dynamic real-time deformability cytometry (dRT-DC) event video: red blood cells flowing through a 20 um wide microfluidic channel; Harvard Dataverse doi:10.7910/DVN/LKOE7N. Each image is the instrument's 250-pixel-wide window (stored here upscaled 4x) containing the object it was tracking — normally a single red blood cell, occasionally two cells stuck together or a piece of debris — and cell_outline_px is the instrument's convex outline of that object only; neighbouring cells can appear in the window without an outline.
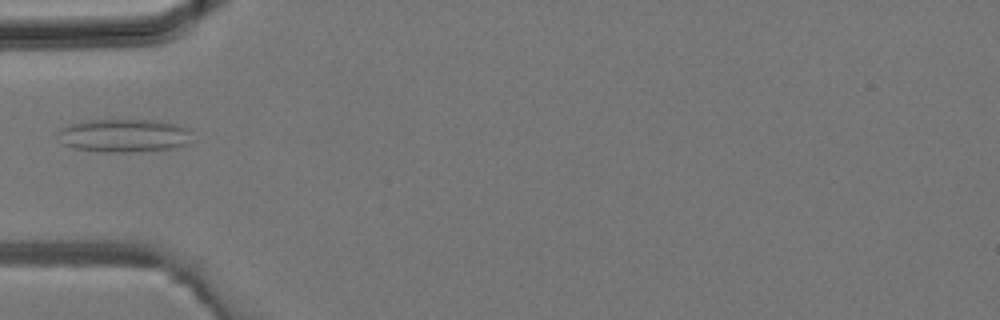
{"species": "common noctule bat (a hibernating species)", "species_latin": "Nyctalus noctula", "temperature_condition": "room temperature", "stored_images_in_passage": 3, "camera_frame_rate_fps": 3000, "um_per_image_px": 0.085, "animal": {"sex": "male", "body_mass_g": 19.2, "forearm_length_mm": 51.8}, "frame": {"image": 1, "passage_image": 3, "time_ms": 0.667, "image_size_px": [1000, 320], "cell_outline_px": [[188, 144], [172, 148], [132, 152], [108, 152], [76, 148], [64, 144], [56, 132], [60, 128], [72, 124], [88, 120], [156, 120], [180, 124], [188, 128]], "centroid_in_image_um": [10.54, 11.51], "position_along_channel_um": 74.5, "area_um2": 25.72}}